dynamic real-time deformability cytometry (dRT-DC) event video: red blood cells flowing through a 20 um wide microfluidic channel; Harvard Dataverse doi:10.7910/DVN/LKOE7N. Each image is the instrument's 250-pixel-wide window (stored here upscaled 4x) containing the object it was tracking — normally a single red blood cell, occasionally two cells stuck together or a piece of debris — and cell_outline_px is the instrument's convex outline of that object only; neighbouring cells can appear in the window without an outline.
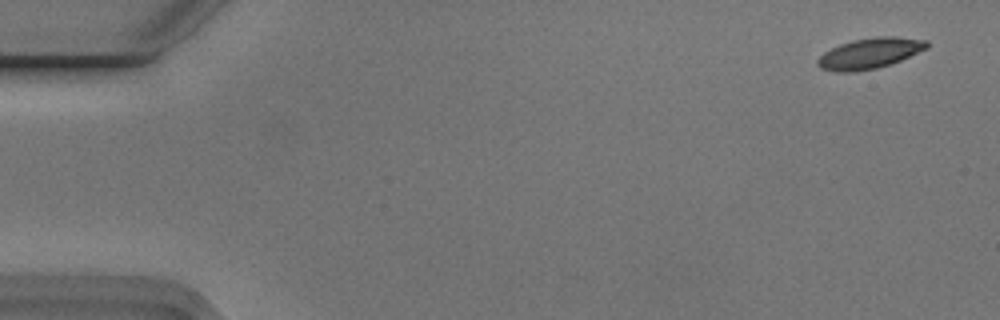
{"species": "Egyptian fruit bat (a non-hibernating species)", "species_latin": "Rousettus aegyptiacus", "temperature_condition": "cold", "stored_images_in_passage": 5, "camera_frame_rate_fps": 3000, "um_per_image_px": 0.085, "animal": {"sex": "male"}, "frame": {"image": 1, "passage_image": 1, "time_ms": 0.0, "image_size_px": [1000, 320], "cell_outline_px": [[928, 48], [900, 60], [876, 68], [852, 72], [836, 72], [820, 68], [816, 64], [816, 60], [824, 52], [840, 44], [852, 40], [876, 36], [896, 36], [928, 40]], "centroid_in_image_um": [73.91, 4.52], "position_along_channel_um": 11.1, "area_um2": 19.48}}
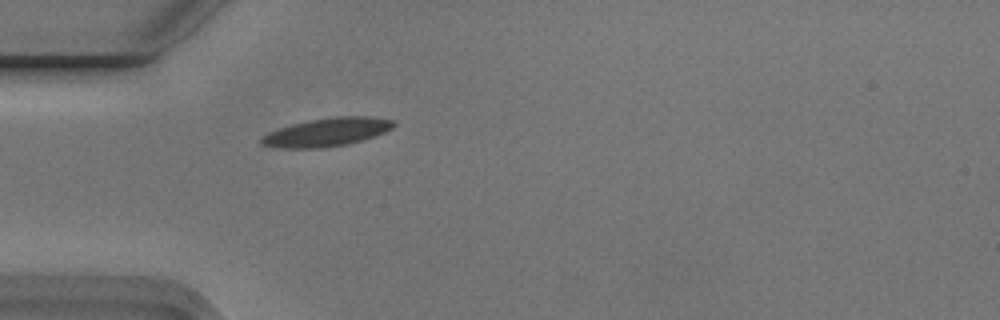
{"frame": {"image": 2, "passage_image": 5, "time_ms": 1.333, "image_size_px": [1000, 320], "cell_outline_px": [[396, 124], [392, 128], [384, 132], [360, 140], [344, 144], [320, 148], [280, 148], [260, 144], [260, 140], [268, 132], [292, 124], [308, 120], [336, 116], [372, 116], [392, 120]], "centroid_in_image_um": [27.77, 11.22], "position_along_channel_um": 57.2, "area_um2": 21.56}}